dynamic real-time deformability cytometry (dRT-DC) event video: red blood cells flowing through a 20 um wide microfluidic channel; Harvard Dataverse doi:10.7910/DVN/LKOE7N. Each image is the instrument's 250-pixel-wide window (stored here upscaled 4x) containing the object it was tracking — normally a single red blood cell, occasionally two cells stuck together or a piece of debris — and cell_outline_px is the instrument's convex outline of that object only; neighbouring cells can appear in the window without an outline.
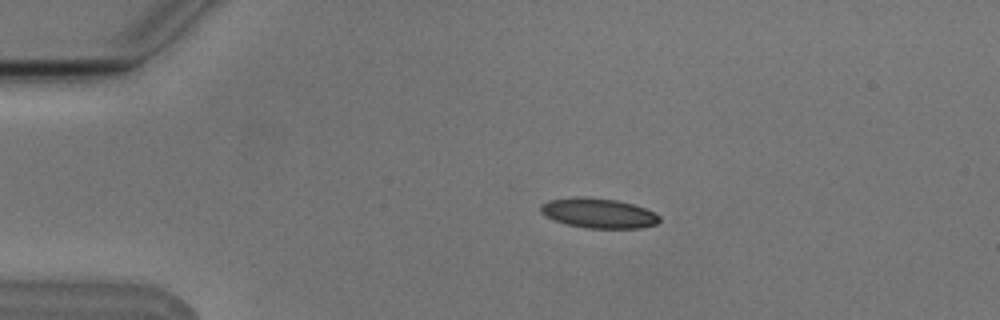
{"species": "Egyptian fruit bat (a non-hibernating species)", "species_latin": "Rousettus aegyptiacus", "temperature_condition": "cold", "stored_images_in_passage": 3, "camera_frame_rate_fps": 3000, "um_per_image_px": 0.085, "animal": {"sex": "male"}, "frame": {"image": 1, "passage_image": 1, "time_ms": 0.0, "image_size_px": [1000, 320], "cell_outline_px": [[660, 220], [656, 224], [640, 228], [588, 228], [568, 224], [544, 216], [540, 212], [540, 204], [548, 200], [572, 196], [588, 196], [616, 200], [632, 204], [656, 212], [660, 216]], "centroid_in_image_um": [50.85, 18.1], "position_along_channel_um": 34.2, "area_um2": 20.87}}
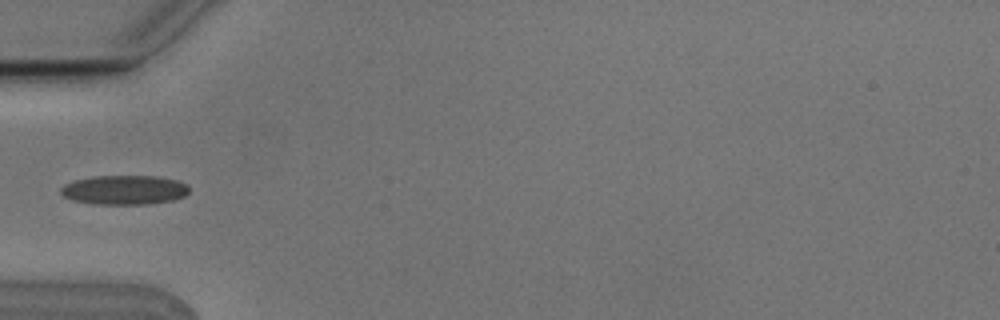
{"frame": {"image": 2, "passage_image": 3, "time_ms": 0.667, "image_size_px": [1000, 320], "cell_outline_px": [[188, 192], [184, 196], [172, 200], [148, 204], [96, 204], [72, 200], [64, 196], [60, 192], [60, 188], [64, 184], [72, 180], [92, 176], [156, 176], [176, 180], [188, 184]], "centroid_in_image_um": [10.54, 16.13], "position_along_channel_um": 74.5, "area_um2": 22.02}}